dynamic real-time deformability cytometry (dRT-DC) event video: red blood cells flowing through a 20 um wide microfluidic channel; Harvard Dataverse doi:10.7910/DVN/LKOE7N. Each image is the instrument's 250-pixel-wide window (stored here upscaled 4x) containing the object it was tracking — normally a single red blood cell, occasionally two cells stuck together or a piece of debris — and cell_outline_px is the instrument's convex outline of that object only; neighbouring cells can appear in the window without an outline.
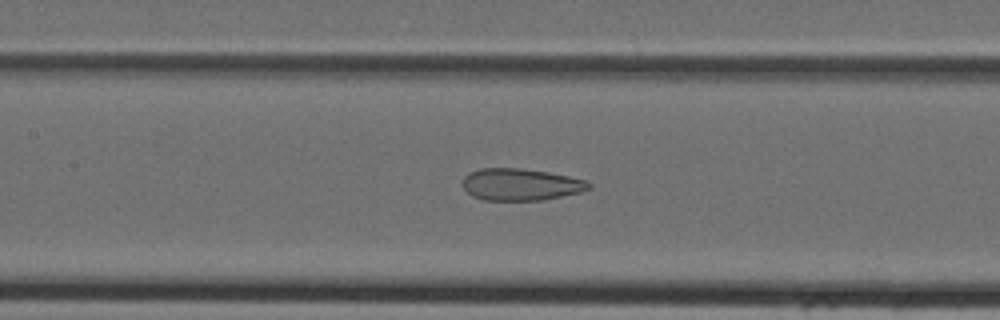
{"species": "Egyptian fruit bat (a non-hibernating species)", "species_latin": "Rousettus aegyptiacus", "temperature_condition": "cold", "stored_images_in_passage": 34, "camera_frame_rate_fps": 3000, "um_per_image_px": 0.085, "animal": {"sex": "female"}, "frame": {"image": 1, "passage_image": 15, "time_ms": 4.667, "image_size_px": [1000, 320], "cell_outline_px": [[592, 188], [580, 192], [544, 200], [484, 200], [472, 196], [460, 184], [464, 176], [480, 168], [520, 168], [548, 172], [568, 176], [584, 180], [592, 184]], "centroid_in_image_um": [44.25, 15.68], "position_along_channel_um": 163.2, "area_um2": 23.52}}
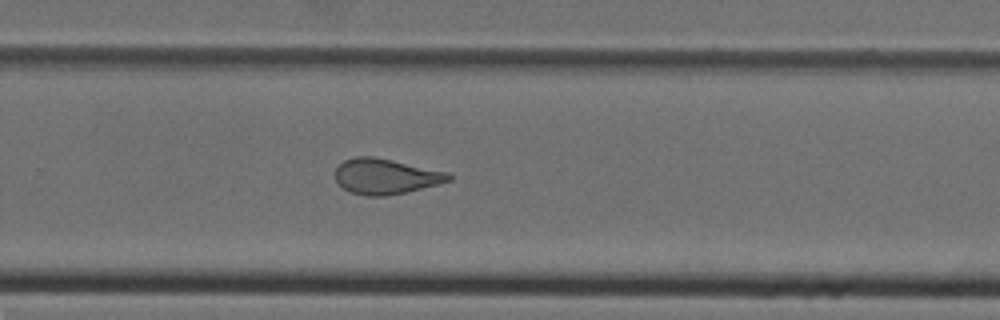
{"frame": {"image": 2, "passage_image": 24, "time_ms": 7.667, "image_size_px": [1000, 320], "cell_outline_px": [[452, 180], [440, 184], [404, 192], [384, 196], [364, 196], [348, 192], [336, 180], [336, 168], [344, 160], [356, 156], [372, 156], [392, 160], [448, 172], [452, 176]], "centroid_in_image_um": [32.78, 14.99], "position_along_channel_um": 297.0, "area_um2": 23.35}}
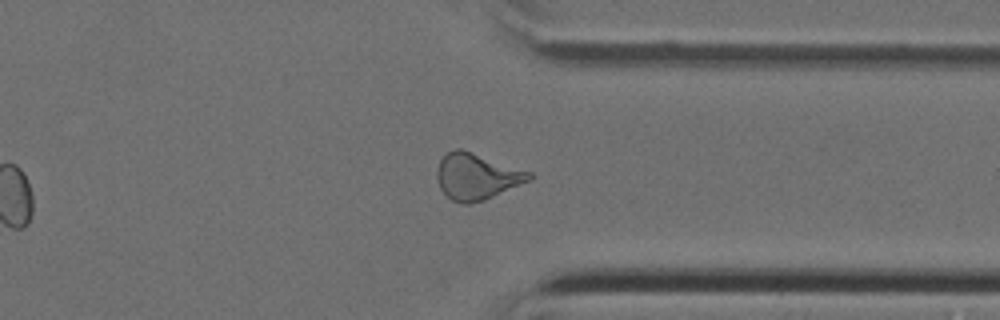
{"frame": {"image": 3, "passage_image": 29, "time_ms": 9.333, "image_size_px": [1000, 320], "cell_outline_px": [[532, 180], [484, 200], [468, 204], [464, 204], [452, 200], [440, 188], [436, 176], [436, 172], [440, 160], [448, 152], [456, 148], [460, 148], [532, 172]], "centroid_in_image_um": [40.53, 15.0], "position_along_channel_um": 370.9, "area_um2": 24.74}}